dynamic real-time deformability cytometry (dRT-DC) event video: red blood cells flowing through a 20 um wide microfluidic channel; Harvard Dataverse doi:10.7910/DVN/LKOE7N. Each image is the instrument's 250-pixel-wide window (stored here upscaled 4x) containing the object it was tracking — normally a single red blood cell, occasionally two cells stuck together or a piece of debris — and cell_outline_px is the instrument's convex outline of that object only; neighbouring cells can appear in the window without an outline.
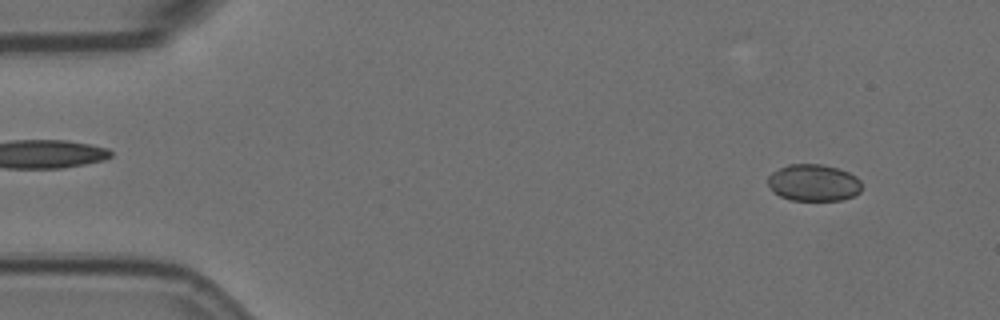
{"species": "Egyptian fruit bat (a non-hibernating species)", "species_latin": "Rousettus aegyptiacus", "temperature_condition": "room temperature", "stored_images_in_passage": 4, "camera_frame_rate_fps": 3000, "um_per_image_px": 0.085, "animal": {"sex": "female"}, "frame": {"image": 1, "passage_image": 1, "time_ms": 0.0, "image_size_px": [1000, 320], "cell_outline_px": [[860, 192], [852, 196], [840, 200], [792, 200], [780, 196], [772, 192], [768, 184], [768, 176], [772, 172], [788, 164], [820, 164], [836, 168], [848, 172], [856, 176], [860, 180]], "centroid_in_image_um": [69.12, 15.53], "position_along_channel_um": 15.9, "area_um2": 20.06}}